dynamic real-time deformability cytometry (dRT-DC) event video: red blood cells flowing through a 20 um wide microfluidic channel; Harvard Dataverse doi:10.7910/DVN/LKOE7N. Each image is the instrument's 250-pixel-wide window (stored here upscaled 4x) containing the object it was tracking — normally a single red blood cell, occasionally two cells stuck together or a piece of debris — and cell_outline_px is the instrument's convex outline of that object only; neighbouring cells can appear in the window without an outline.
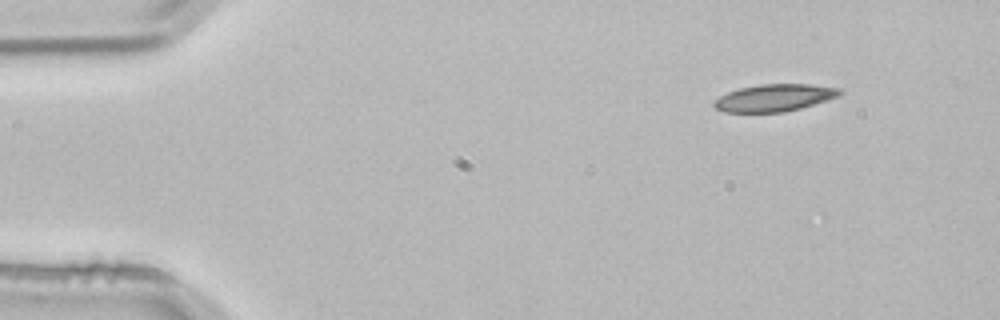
{"species": "common noctule bat (a hibernating species)", "species_latin": "Nyctalus noctula", "temperature_condition": "room temperature", "stored_images_in_passage": 4, "segment_of_instrument_passage": [2, 2], "camera_frame_rate_fps": 3000, "um_per_image_px": 0.085, "animal": {"sex": "male", "body_mass_g": 21.5, "forearm_length_mm": 52.0}, "frame": {"image": 1, "passage_image": 4, "time_ms": 1.0, "image_size_px": [1000, 320], "cell_outline_px": [[844, 92], [840, 96], [828, 100], [800, 108], [784, 112], [724, 112], [716, 108], [712, 104], [720, 96], [728, 92], [740, 88], [760, 84], [808, 84], [840, 88]], "centroid_in_image_um": [65.86, 8.31], "position_along_channel_um": 19.1, "area_um2": 19.88}}